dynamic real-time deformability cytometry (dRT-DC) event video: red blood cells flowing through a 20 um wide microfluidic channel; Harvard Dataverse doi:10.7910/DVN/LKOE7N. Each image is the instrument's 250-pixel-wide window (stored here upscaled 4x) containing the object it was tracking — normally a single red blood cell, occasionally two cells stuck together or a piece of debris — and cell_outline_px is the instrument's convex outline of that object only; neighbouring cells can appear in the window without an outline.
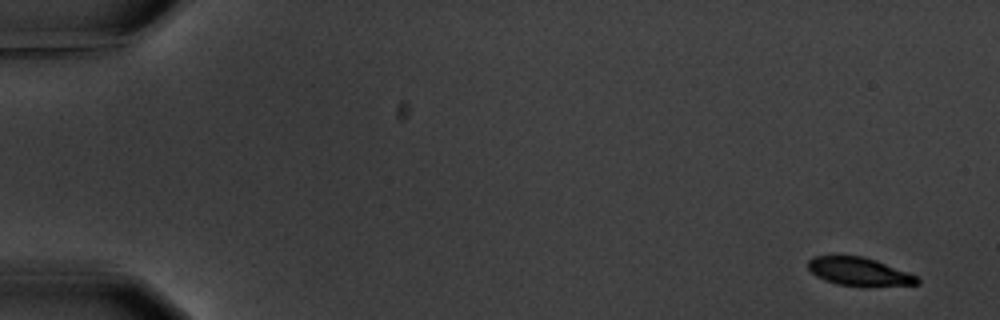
{"species": "common noctule bat (a hibernating species)", "species_latin": "Nyctalus noctula", "temperature_condition": "warm", "stored_images_in_passage": 10, "camera_frame_rate_fps": 3000, "um_per_image_px": 0.085, "animal": {"sex": "male", "body_mass_g": 20.1, "forearm_length_mm": 53.5}, "frame": {"image": 1, "passage_image": 1, "time_ms": 0.0, "image_size_px": [1000, 320], "cell_outline_px": [[920, 284], [836, 284], [824, 280], [816, 276], [808, 268], [808, 260], [812, 256], [864, 256], [876, 260], [908, 272], [916, 276], [920, 280]], "centroid_in_image_um": [72.96, 23.04], "position_along_channel_um": 12.0, "area_um2": 17.22}}
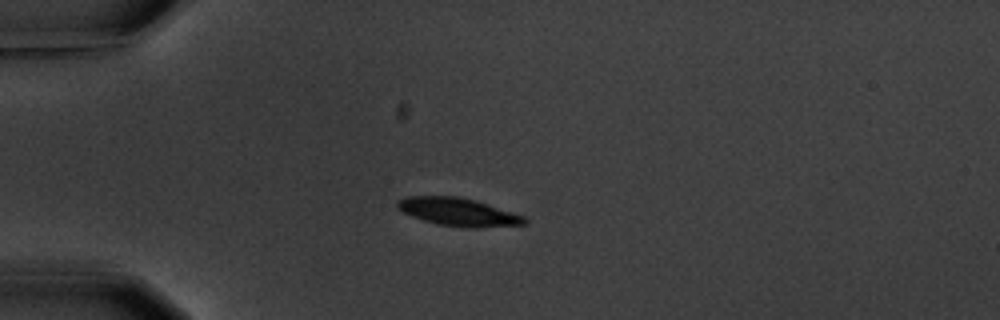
{"frame": {"image": 2, "passage_image": 4, "time_ms": 4.333, "image_size_px": [1000, 320], "cell_outline_px": [[528, 224], [476, 228], [468, 228], [440, 224], [424, 220], [412, 216], [396, 208], [396, 200], [408, 196], [460, 196], [476, 200], [524, 216], [528, 220]], "centroid_in_image_um": [38.96, 18.01], "position_along_channel_um": 46.0, "area_um2": 20.75}}